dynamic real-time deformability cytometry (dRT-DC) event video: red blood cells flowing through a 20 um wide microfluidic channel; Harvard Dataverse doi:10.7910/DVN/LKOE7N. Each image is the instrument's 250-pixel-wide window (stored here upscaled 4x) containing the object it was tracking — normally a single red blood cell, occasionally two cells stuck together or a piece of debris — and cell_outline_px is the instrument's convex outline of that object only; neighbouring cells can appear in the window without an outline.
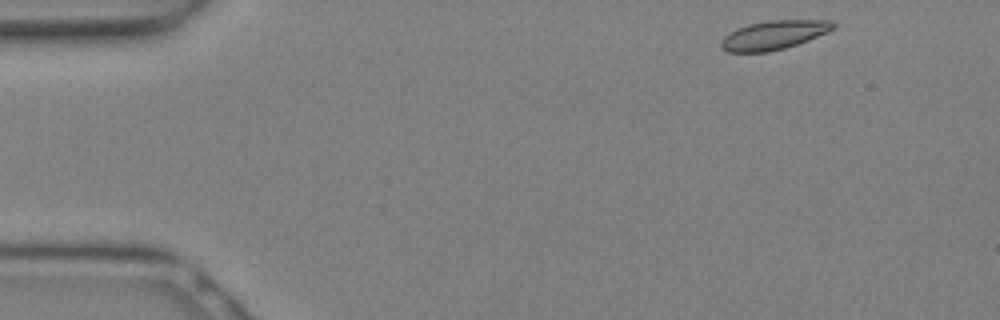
{"species": "Egyptian fruit bat (a non-hibernating species)", "species_latin": "Rousettus aegyptiacus", "temperature_condition": "warm", "stored_images_in_passage": 5, "camera_frame_rate_fps": 3000, "um_per_image_px": 0.085, "animal": {"sex": "female"}, "frame": {"image": 1, "passage_image": 1, "time_ms": 0.0, "image_size_px": [1000, 320], "cell_outline_px": [[836, 28], [828, 32], [808, 40], [784, 48], [768, 52], [728, 52], [720, 48], [720, 40], [724, 36], [736, 28], [748, 24], [768, 20], [832, 20], [836, 24]], "centroid_in_image_um": [65.76, 2.97], "position_along_channel_um": 19.2, "area_um2": 19.07}}